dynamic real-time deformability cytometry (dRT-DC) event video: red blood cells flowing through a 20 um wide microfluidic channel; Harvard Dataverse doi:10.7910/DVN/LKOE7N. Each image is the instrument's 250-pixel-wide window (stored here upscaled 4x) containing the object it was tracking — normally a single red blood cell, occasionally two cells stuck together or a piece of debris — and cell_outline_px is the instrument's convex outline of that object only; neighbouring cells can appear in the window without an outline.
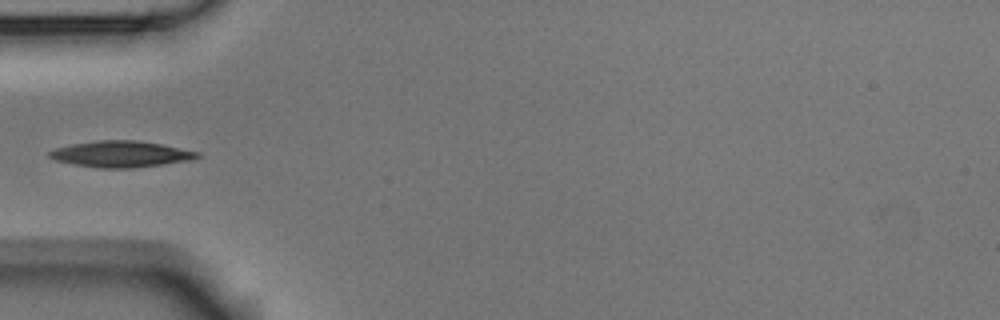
{"species": "Egyptian fruit bat (a non-hibernating species)", "species_latin": "Rousettus aegyptiacus", "temperature_condition": "room temperature", "stored_images_in_passage": 6, "camera_frame_rate_fps": 3000, "um_per_image_px": 0.085, "animal": {"sex": "male"}, "frame": {"image": 1, "passage_image": 5, "time_ms": 5.0, "image_size_px": [1000, 320], "cell_outline_px": [[200, 156], [192, 160], [132, 168], [100, 168], [72, 164], [56, 160], [48, 156], [48, 152], [56, 148], [72, 144], [96, 140], [136, 140], [160, 144], [200, 152]], "centroid_in_image_um": [10.27, 13.09], "position_along_channel_um": 74.7, "area_um2": 22.48}}
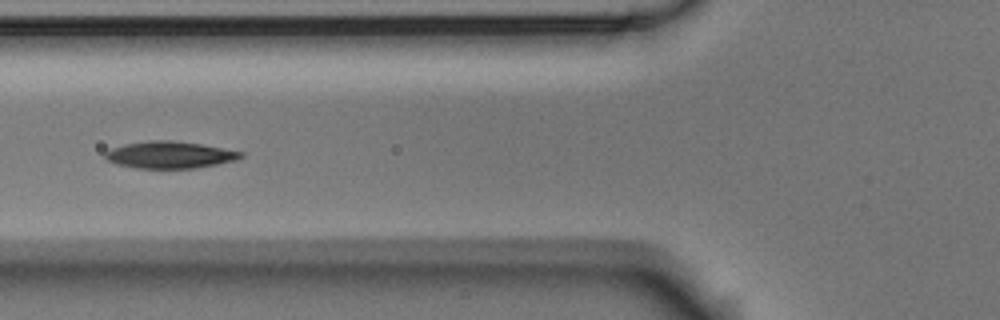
{"frame": {"image": 2, "passage_image": 6, "time_ms": 6.0, "image_size_px": [1000, 320], "cell_outline_px": [[244, 156], [236, 160], [196, 168], [136, 168], [116, 164], [108, 160], [104, 156], [104, 152], [112, 148], [124, 144], [148, 140], [172, 140], [200, 144], [244, 152]], "centroid_in_image_um": [14.41, 13.16], "position_along_channel_um": 111.4, "area_um2": 21.27}}